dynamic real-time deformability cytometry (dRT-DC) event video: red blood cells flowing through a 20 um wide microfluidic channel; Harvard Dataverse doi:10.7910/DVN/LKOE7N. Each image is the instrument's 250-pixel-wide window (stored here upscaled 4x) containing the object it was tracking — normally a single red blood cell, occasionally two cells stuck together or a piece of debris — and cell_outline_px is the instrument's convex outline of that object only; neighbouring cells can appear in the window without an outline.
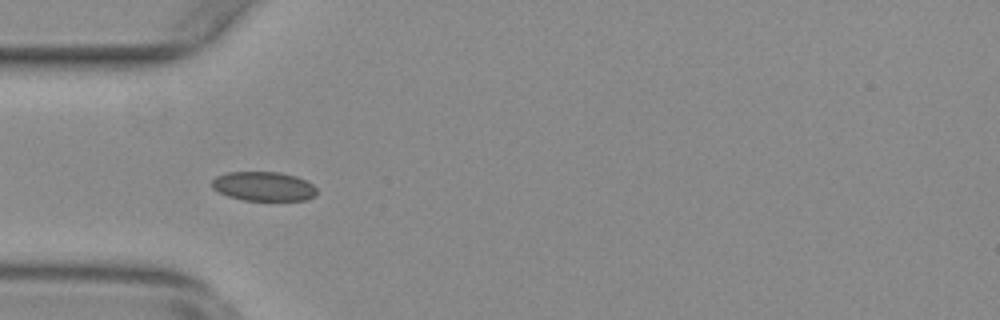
{"species": "common noctule bat (a hibernating species)", "species_latin": "Nyctalus noctula", "temperature_condition": "warm", "stored_images_in_passage": 27, "camera_frame_rate_fps": 3000, "um_per_image_px": 0.085, "animal": {"sex": "female", "body_mass_g": 29.2, "forearm_length_mm": 56.3}, "frame": {"image": 1, "passage_image": 5, "time_ms": 1.333, "image_size_px": [1000, 320], "cell_outline_px": [[316, 196], [308, 200], [244, 200], [228, 196], [212, 188], [212, 180], [216, 176], [228, 172], [280, 172], [296, 176], [312, 184], [316, 188]], "centroid_in_image_um": [22.42, 15.84], "position_along_channel_um": 62.6, "area_um2": 17.86}}
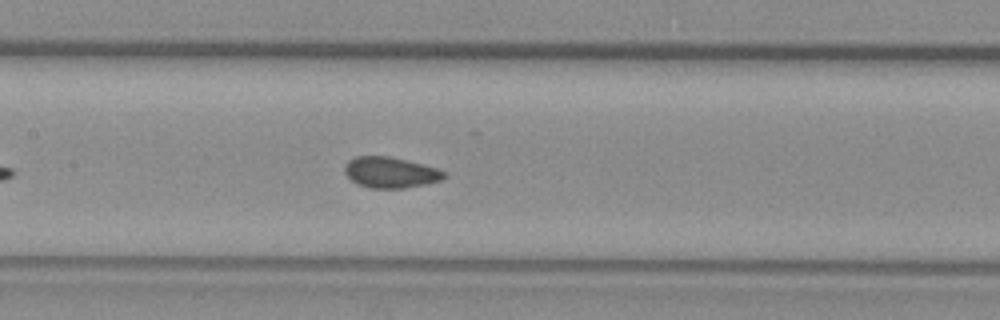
{"frame": {"image": 2, "passage_image": 14, "time_ms": 4.333, "image_size_px": [1000, 320], "cell_outline_px": [[448, 176], [440, 180], [424, 184], [404, 188], [368, 188], [356, 184], [344, 172], [344, 164], [348, 160], [356, 156], [388, 156], [408, 160], [436, 168], [448, 172]], "centroid_in_image_um": [33.18, 14.65], "position_along_channel_um": 174.2, "area_um2": 18.03}}
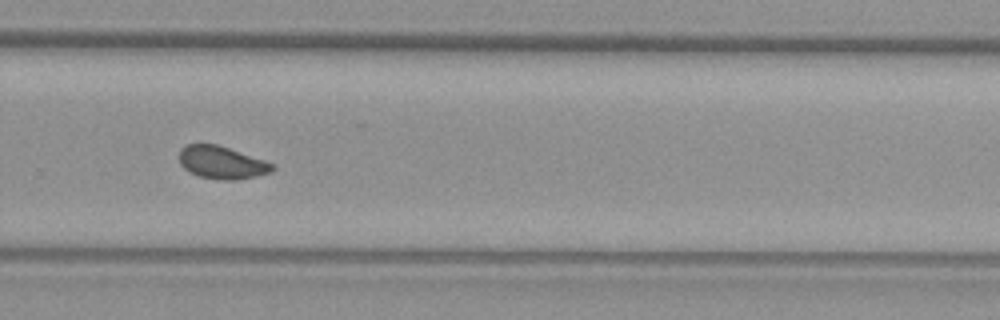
{"frame": {"image": 3, "passage_image": 25, "time_ms": 8.0, "image_size_px": [1000, 320], "cell_outline_px": [[276, 168], [272, 172], [256, 176], [236, 180], [224, 180], [200, 176], [188, 172], [180, 164], [180, 148], [188, 144], [216, 144], [264, 160], [272, 164]], "centroid_in_image_um": [18.85, 13.82], "position_along_channel_um": 311.0, "area_um2": 17.57}}